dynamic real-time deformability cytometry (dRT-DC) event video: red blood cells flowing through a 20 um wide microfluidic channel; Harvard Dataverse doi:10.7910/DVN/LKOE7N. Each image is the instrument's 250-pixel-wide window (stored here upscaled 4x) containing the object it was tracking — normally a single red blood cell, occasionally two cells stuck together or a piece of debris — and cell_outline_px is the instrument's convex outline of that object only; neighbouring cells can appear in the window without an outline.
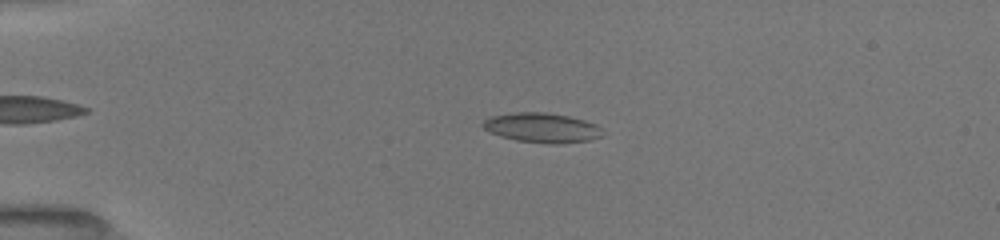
{"species": "common noctule bat (a hibernating species)", "species_latin": "Nyctalus noctula", "temperature_condition": "room temperature", "stored_images_in_passage": 27, "camera_frame_rate_fps": 3000, "um_per_image_px": 0.085, "animal": {"sex": "female", "body_mass_g": 19.5, "forearm_length_mm": 54.1}, "frame": {"image": 1, "passage_image": 11, "time_ms": 3.667, "image_size_px": [1000, 240], "cell_outline_px": [[600, 136], [588, 140], [516, 140], [500, 136], [484, 128], [480, 124], [484, 120], [492, 116], [516, 112], [544, 112], [568, 116], [584, 120], [596, 124], [600, 128]], "centroid_in_image_um": [45.97, 10.78], "position_along_channel_um": 39.0, "area_um2": 19.25}}
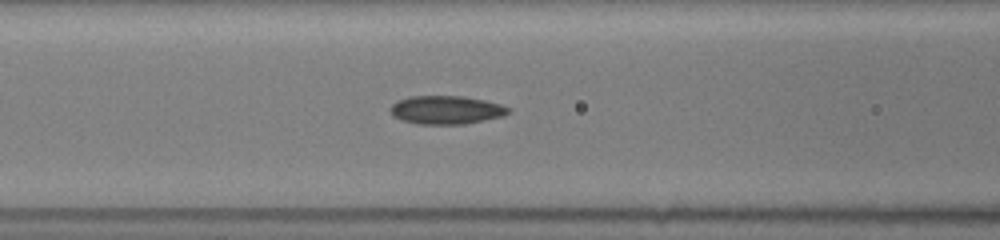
{"frame": {"image": 2, "passage_image": 20, "time_ms": 7.0, "image_size_px": [1000, 240], "cell_outline_px": [[512, 108], [504, 116], [464, 124], [416, 124], [400, 120], [392, 116], [388, 108], [396, 100], [408, 96], [464, 96], [484, 100], [500, 104]], "centroid_in_image_um": [37.87, 9.34], "position_along_channel_um": 128.7, "area_um2": 19.83}}
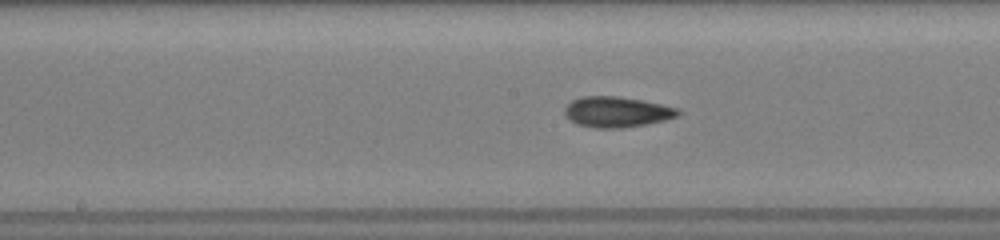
{"frame": {"image": 3, "passage_image": 25, "time_ms": 8.667, "image_size_px": [1000, 240], "cell_outline_px": [[680, 116], [648, 124], [620, 128], [596, 128], [576, 124], [564, 112], [564, 108], [572, 100], [580, 96], [620, 96], [680, 108]], "centroid_in_image_um": [52.45, 9.51], "position_along_channel_um": 195.7, "area_um2": 20.23}}